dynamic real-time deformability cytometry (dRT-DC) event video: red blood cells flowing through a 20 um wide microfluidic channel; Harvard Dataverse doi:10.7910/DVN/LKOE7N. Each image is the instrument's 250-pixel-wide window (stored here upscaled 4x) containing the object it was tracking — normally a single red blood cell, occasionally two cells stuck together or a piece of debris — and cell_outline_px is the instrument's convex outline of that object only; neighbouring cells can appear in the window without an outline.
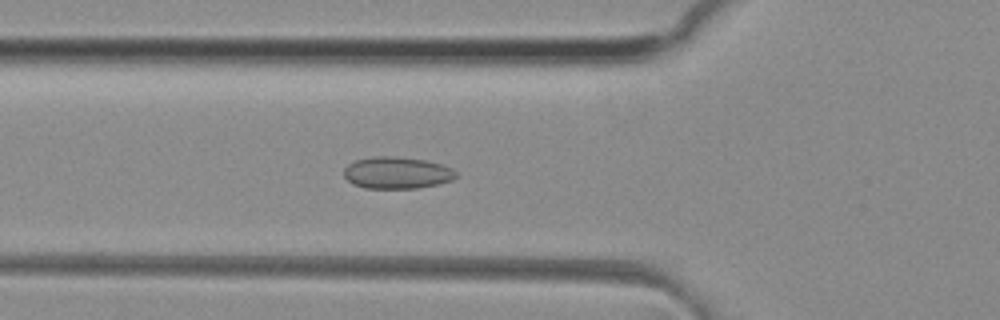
{"species": "common noctule bat (a hibernating species)", "species_latin": "Nyctalus noctula", "temperature_condition": "room temperature", "stored_images_in_passage": 46, "camera_frame_rate_fps": 3000, "um_per_image_px": 0.085, "animal": {"sex": "female", "body_mass_g": 29.2, "forearm_length_mm": 56.3}, "frame": {"image": 1, "passage_image": 14, "time_ms": 4.333, "image_size_px": [1000, 320], "cell_outline_px": [[456, 176], [452, 180], [440, 184], [416, 188], [364, 188], [352, 184], [344, 176], [344, 168], [348, 164], [356, 160], [372, 156], [396, 156], [424, 160], [440, 164], [452, 168], [456, 172]], "centroid_in_image_um": [33.72, 14.69], "position_along_channel_um": 92.1, "area_um2": 20.87}}
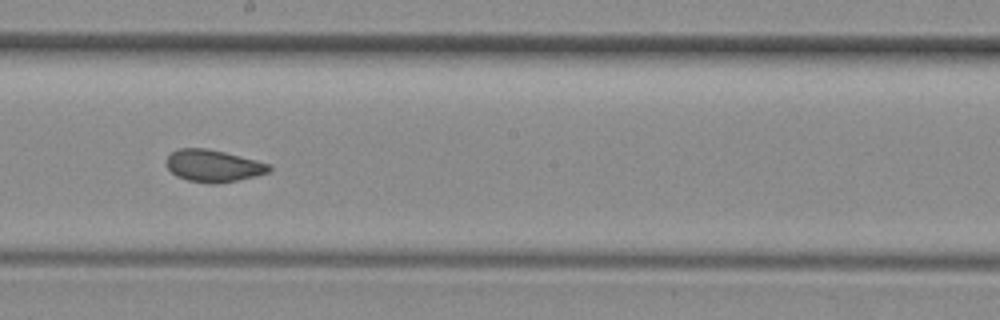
{"frame": {"image": 2, "passage_image": 24, "time_ms": 7.667, "image_size_px": [1000, 320], "cell_outline_px": [[272, 168], [268, 172], [256, 176], [216, 184], [208, 184], [188, 180], [176, 176], [168, 168], [164, 160], [172, 152], [180, 148], [208, 148], [272, 164]], "centroid_in_image_um": [18.12, 14.09], "position_along_channel_um": 230.1, "area_um2": 19.31}}
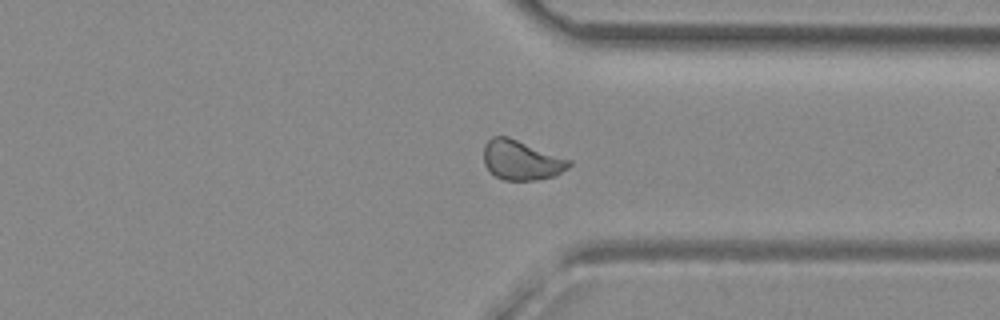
{"frame": {"image": 3, "passage_image": 34, "time_ms": 11.0, "image_size_px": [1000, 320], "cell_outline_px": [[572, 164], [568, 168], [556, 176], [536, 180], [504, 180], [488, 172], [484, 164], [484, 144], [492, 136], [508, 136], [572, 160]], "centroid_in_image_um": [44.31, 13.61], "position_along_channel_um": 367.1, "area_um2": 20.0}, "authors_computed_cell_mechanics": {"area_um2": 19.652, "velocity_mm_per_s": 4.1334, "shape_relaxation_time_tau1_ms": null, "shape_relaxation_time_tau2_ms": 1.0578, "deformation_change_tau1": null, "deformation_change_tau2": 0.0572}}